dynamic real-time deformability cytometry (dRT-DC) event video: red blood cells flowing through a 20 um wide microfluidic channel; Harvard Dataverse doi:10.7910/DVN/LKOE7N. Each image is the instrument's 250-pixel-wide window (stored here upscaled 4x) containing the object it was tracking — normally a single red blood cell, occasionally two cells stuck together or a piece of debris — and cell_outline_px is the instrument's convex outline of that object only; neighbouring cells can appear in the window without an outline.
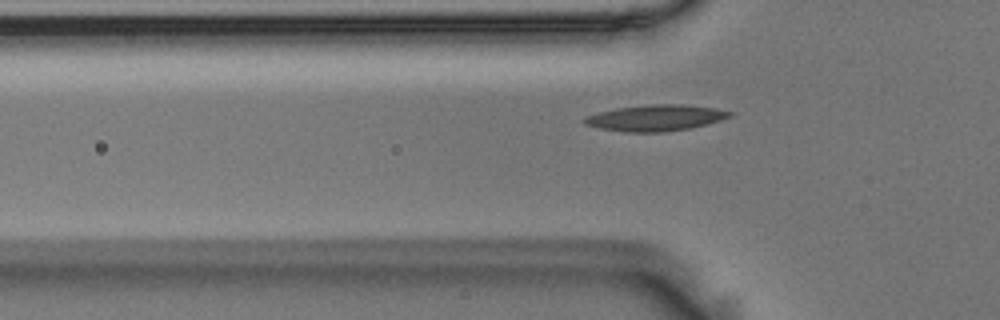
{"species": "Egyptian fruit bat (a non-hibernating species)", "species_latin": "Rousettus aegyptiacus", "temperature_condition": "room temperature", "stored_images_in_passage": 42, "camera_frame_rate_fps": 3000, "um_per_image_px": 0.085, "animal": {"sex": "male"}, "frame": {"image": 1, "passage_image": 5, "time_ms": 1.333, "image_size_px": [1000, 320], "cell_outline_px": [[732, 116], [708, 124], [688, 128], [664, 132], [624, 132], [600, 128], [584, 124], [580, 120], [584, 116], [616, 108], [652, 104], [684, 104], [716, 108], [732, 112]], "centroid_in_image_um": [55.7, 10.02], "position_along_channel_um": 70.1, "area_um2": 22.2}}
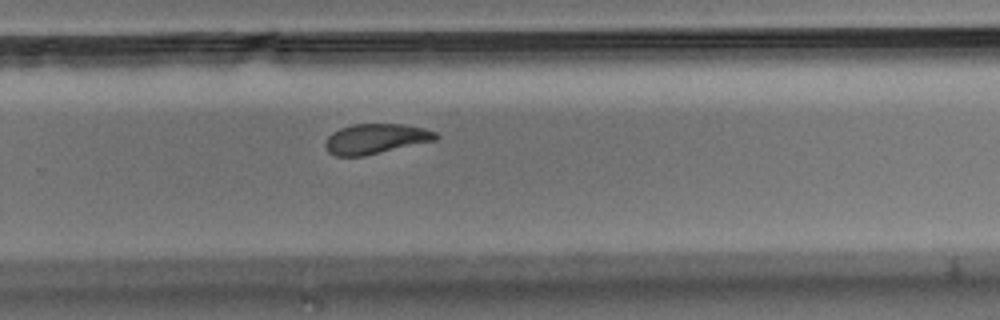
{"frame": {"image": 2, "passage_image": 24, "time_ms": 7.667, "image_size_px": [1000, 320], "cell_outline_px": [[440, 136], [436, 140], [364, 156], [336, 156], [328, 152], [324, 144], [328, 136], [332, 132], [340, 128], [352, 124], [404, 124], [424, 128], [436, 132]], "centroid_in_image_um": [31.93, 11.79], "position_along_channel_um": 297.9, "area_um2": 19.42}}
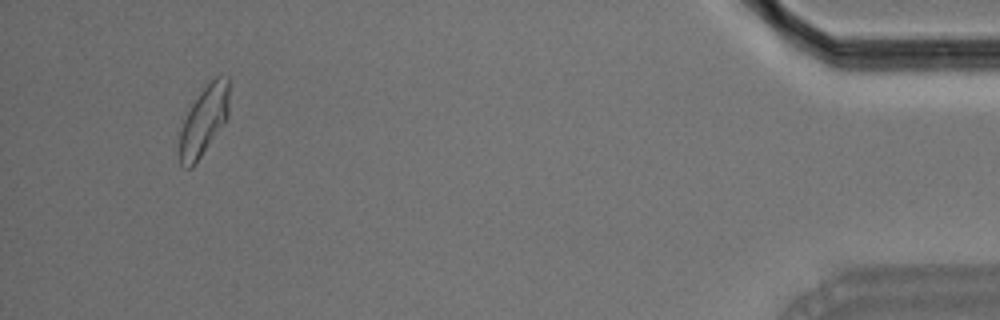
{"frame": {"image": 3, "passage_image": 40, "time_ms": 13.0, "image_size_px": [1000, 320], "cell_outline_px": [[228, 116], [192, 168], [184, 168], [180, 164], [180, 132], [184, 120], [192, 104], [200, 92], [216, 76], [228, 76]], "centroid_in_image_um": [17.32, 10.25], "position_along_channel_um": 417.9, "area_um2": 19.36}}